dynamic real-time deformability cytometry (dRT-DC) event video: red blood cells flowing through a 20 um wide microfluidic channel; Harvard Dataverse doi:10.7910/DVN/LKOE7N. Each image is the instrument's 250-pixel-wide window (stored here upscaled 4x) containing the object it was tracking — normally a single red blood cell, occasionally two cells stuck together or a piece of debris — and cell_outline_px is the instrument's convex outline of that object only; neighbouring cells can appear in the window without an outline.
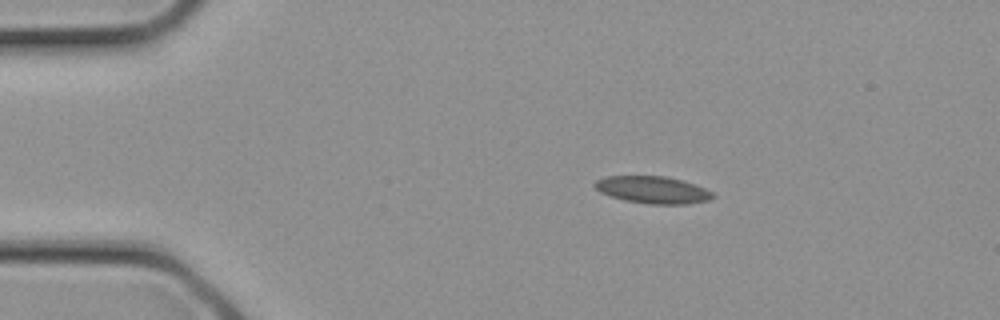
{"species": "common noctule bat (a hibernating species)", "species_latin": "Nyctalus noctula", "temperature_condition": "cold", "stored_images_in_passage": 2, "camera_frame_rate_fps": 3000, "um_per_image_px": 0.085, "animal": {"sex": "female", "body_mass_g": 21.9}, "frame": {"image": 1, "passage_image": 1, "time_ms": 0.0, "image_size_px": [1000, 320], "cell_outline_px": [[716, 196], [708, 200], [688, 204], [648, 204], [624, 200], [600, 192], [592, 184], [596, 180], [604, 176], [668, 176], [704, 188], [712, 192]], "centroid_in_image_um": [55.46, 16.13], "position_along_channel_um": 29.5, "area_um2": 18.61}}
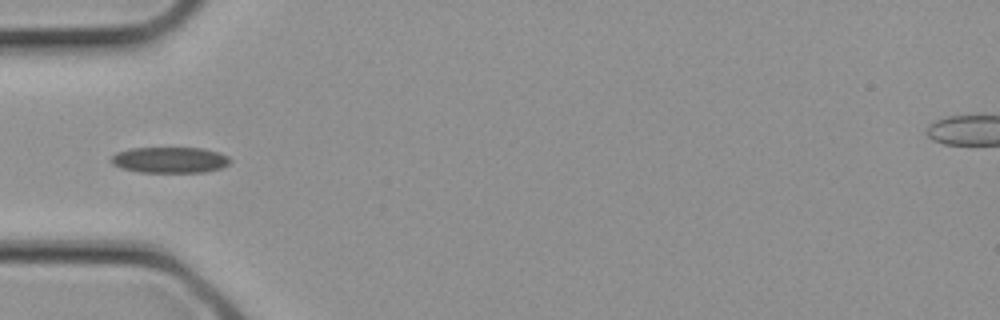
{"frame": {"image": 2, "passage_image": 2, "time_ms": 0.333, "image_size_px": [1000, 320], "cell_outline_px": [[232, 160], [228, 164], [220, 168], [204, 172], [140, 172], [120, 168], [112, 164], [112, 156], [116, 152], [132, 148], [204, 148], [220, 152], [228, 156]], "centroid_in_image_um": [14.45, 13.59], "position_along_channel_um": 70.5, "area_um2": 18.03}}